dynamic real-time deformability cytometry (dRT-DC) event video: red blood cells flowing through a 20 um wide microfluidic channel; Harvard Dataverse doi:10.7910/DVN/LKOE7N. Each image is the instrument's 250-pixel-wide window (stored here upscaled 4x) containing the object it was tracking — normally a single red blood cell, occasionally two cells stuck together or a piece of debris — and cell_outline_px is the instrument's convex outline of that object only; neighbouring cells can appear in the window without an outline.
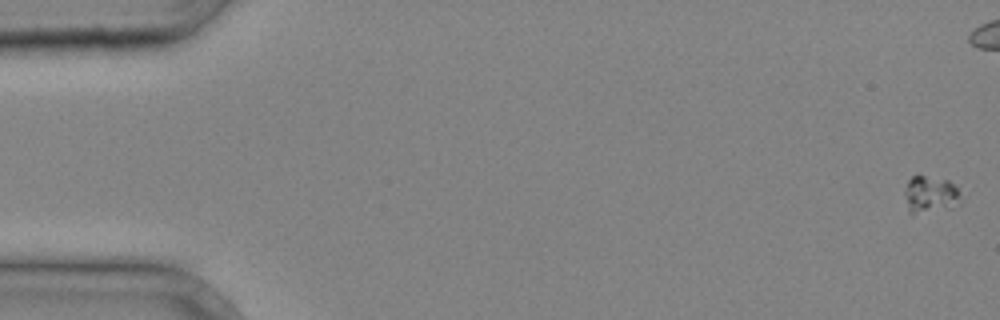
{"species": "common noctule bat (a hibernating species)", "species_latin": "Nyctalus noctula", "temperature_condition": "cold", "stored_images_in_passage": 5, "segment_of_instrument_passage": [1, 2], "camera_frame_rate_fps": 3000, "um_per_image_px": 0.085, "animal": {"sex": "male", "body_mass_g": 20.4}, "frame": {"image": 1, "passage_image": 1, "time_ms": 0.0, "image_size_px": [1000, 320], "cell_outline_px": [[960, 204], [912, 216], [908, 212], [904, 192], [904, 188], [908, 180], [912, 176], [924, 176], [948, 180], [956, 188]], "centroid_in_image_um": [78.99, 16.55], "position_along_channel_um": 6.0, "area_um2": 11.96}}